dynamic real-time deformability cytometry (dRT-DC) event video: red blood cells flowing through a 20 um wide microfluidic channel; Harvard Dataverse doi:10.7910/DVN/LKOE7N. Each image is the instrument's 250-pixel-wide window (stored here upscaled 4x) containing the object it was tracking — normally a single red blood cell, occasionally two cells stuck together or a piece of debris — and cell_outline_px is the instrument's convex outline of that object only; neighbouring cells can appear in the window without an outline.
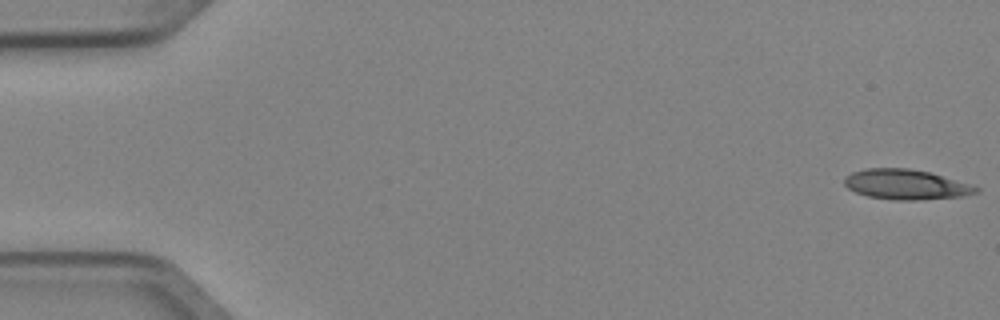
{"species": "Egyptian fruit bat (a non-hibernating species)", "species_latin": "Rousettus aegyptiacus", "temperature_condition": "cold", "stored_images_in_passage": 5, "camera_frame_rate_fps": 3000, "um_per_image_px": 0.085, "animal": {"sex": "female"}, "frame": {"image": 1, "passage_image": 1, "time_ms": 0.0, "image_size_px": [1000, 320], "cell_outline_px": [[980, 192], [964, 196], [916, 200], [892, 200], [868, 196], [856, 192], [848, 188], [844, 184], [844, 176], [852, 172], [864, 168], [908, 168], [928, 172], [968, 184], [980, 188]], "centroid_in_image_um": [76.96, 15.68], "position_along_channel_um": 8.0, "area_um2": 22.95}}
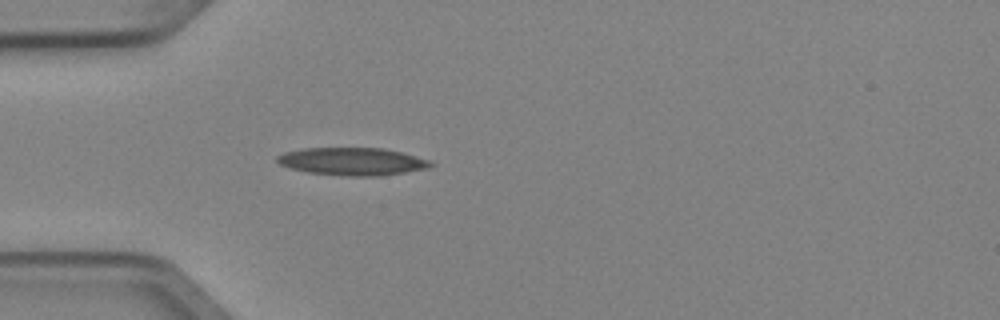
{"frame": {"image": 2, "passage_image": 5, "time_ms": 1.333, "image_size_px": [1000, 320], "cell_outline_px": [[436, 164], [428, 168], [380, 176], [348, 176], [308, 172], [288, 168], [280, 164], [276, 160], [276, 156], [284, 152], [304, 148], [384, 148], [432, 160]], "centroid_in_image_um": [29.96, 13.72], "position_along_channel_um": 55.0, "area_um2": 24.85}}